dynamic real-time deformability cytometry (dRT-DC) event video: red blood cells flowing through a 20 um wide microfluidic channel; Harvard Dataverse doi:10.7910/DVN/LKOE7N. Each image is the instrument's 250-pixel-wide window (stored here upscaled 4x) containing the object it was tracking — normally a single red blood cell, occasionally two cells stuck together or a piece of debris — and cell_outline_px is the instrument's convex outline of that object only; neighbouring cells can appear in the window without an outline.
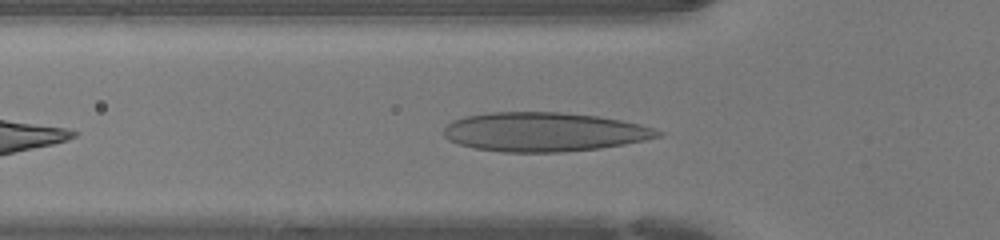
{"species": "human", "species_latin": "Homo sapiens", "temperature_condition": "warm", "stored_images_in_passage": 37, "camera_frame_rate_fps": 3000, "um_per_image_px": 0.085, "donor": {"sex": "female"}, "frame": {"image": 1, "passage_image": 5, "time_ms": 1.333, "image_size_px": [1000, 240], "cell_outline_px": [[664, 132], [660, 136], [644, 140], [624, 144], [600, 148], [560, 152], [504, 152], [476, 148], [460, 144], [448, 140], [444, 136], [444, 128], [452, 120], [464, 116], [492, 112], [560, 112], [600, 116], [640, 124]], "centroid_in_image_um": [46.23, 11.21], "position_along_channel_um": 79.6, "area_um2": 48.73}}
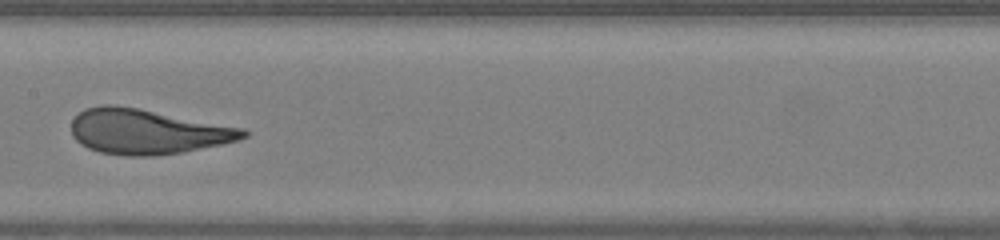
{"frame": {"image": 2, "passage_image": 13, "time_ms": 4.0, "image_size_px": [1000, 240], "cell_outline_px": [[248, 136], [236, 140], [220, 144], [184, 152], [152, 156], [128, 156], [100, 152], [88, 148], [80, 144], [72, 136], [72, 120], [84, 108], [104, 104], [112, 104], [140, 108], [244, 128], [248, 132]], "centroid_in_image_um": [12.49, 11.18], "position_along_channel_um": 194.9, "area_um2": 45.14}}
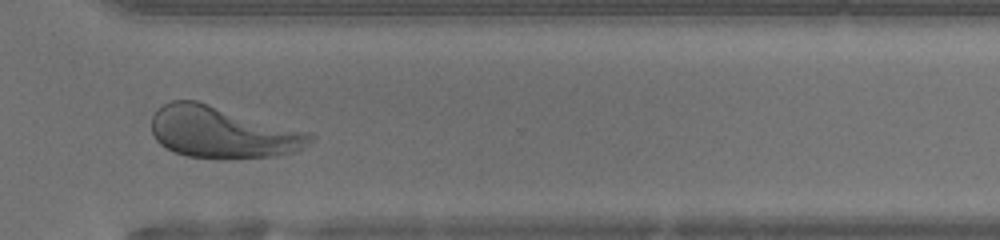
{"frame": {"image": 3, "passage_image": 24, "time_ms": 7.667, "image_size_px": [1000, 240], "cell_outline_px": [[316, 136], [304, 148], [292, 152], [276, 156], [188, 156], [176, 152], [160, 144], [156, 140], [152, 132], [152, 116], [156, 108], [172, 100], [196, 100], [312, 132]], "centroid_in_image_um": [18.92, 11.19], "position_along_channel_um": 351.7, "area_um2": 47.11}, "authors_computed_cell_mechanics": {"area_um2": 46.24, "velocity_mm_per_s": 4.2874, "shape_relaxation_time_tau1_ms": 3.1736, "shape_relaxation_time_tau2_ms": 0.6493, "deformation_change_tau1": 0.1621, "deformation_change_tau2": 0.0718}}